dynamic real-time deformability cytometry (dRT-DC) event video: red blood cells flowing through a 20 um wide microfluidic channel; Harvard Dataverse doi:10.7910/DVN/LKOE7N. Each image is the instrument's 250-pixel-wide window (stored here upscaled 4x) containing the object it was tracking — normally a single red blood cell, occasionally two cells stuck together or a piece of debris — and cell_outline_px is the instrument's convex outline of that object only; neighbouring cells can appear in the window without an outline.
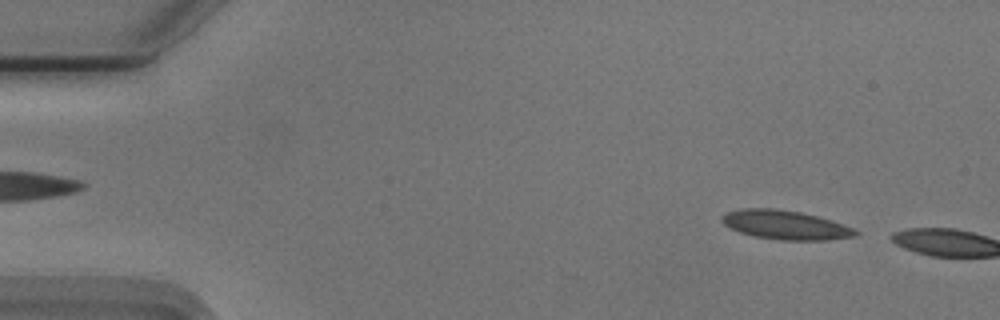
{"species": "Egyptian fruit bat (a non-hibernating species)", "species_latin": "Rousettus aegyptiacus", "temperature_condition": "cold", "stored_images_in_passage": 5, "camera_frame_rate_fps": 3000, "um_per_image_px": 0.085, "animal": {"sex": "male"}, "frame": {"image": 1, "passage_image": 3, "time_ms": 0.667, "image_size_px": [1000, 320], "cell_outline_px": [[860, 232], [856, 236], [828, 240], [780, 240], [752, 236], [740, 232], [724, 224], [720, 220], [728, 212], [744, 208], [772, 208], [800, 212], [832, 220], [852, 228]], "centroid_in_image_um": [66.78, 19.13], "position_along_channel_um": 18.2, "area_um2": 22.43}}